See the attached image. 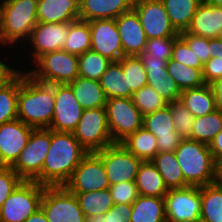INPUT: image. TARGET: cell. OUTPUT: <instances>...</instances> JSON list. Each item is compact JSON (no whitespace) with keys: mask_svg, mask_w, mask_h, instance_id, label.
Returning <instances> with one entry per match:
<instances>
[{"mask_svg":"<svg viewBox=\"0 0 222 222\" xmlns=\"http://www.w3.org/2000/svg\"><path fill=\"white\" fill-rule=\"evenodd\" d=\"M87 154L73 133L51 130V146L42 166V185L63 186Z\"/></svg>","mask_w":222,"mask_h":222,"instance_id":"obj_1","label":"cell"},{"mask_svg":"<svg viewBox=\"0 0 222 222\" xmlns=\"http://www.w3.org/2000/svg\"><path fill=\"white\" fill-rule=\"evenodd\" d=\"M19 73L17 116L33 128H48L55 108L54 85L34 80L24 69Z\"/></svg>","mask_w":222,"mask_h":222,"instance_id":"obj_2","label":"cell"},{"mask_svg":"<svg viewBox=\"0 0 222 222\" xmlns=\"http://www.w3.org/2000/svg\"><path fill=\"white\" fill-rule=\"evenodd\" d=\"M38 0H0V47L21 48L37 24ZM16 44V45H15ZM18 44V46H17ZM17 46V47H16Z\"/></svg>","mask_w":222,"mask_h":222,"instance_id":"obj_3","label":"cell"},{"mask_svg":"<svg viewBox=\"0 0 222 222\" xmlns=\"http://www.w3.org/2000/svg\"><path fill=\"white\" fill-rule=\"evenodd\" d=\"M174 152L190 186H205L218 180V165L207 144L186 138Z\"/></svg>","mask_w":222,"mask_h":222,"instance_id":"obj_4","label":"cell"},{"mask_svg":"<svg viewBox=\"0 0 222 222\" xmlns=\"http://www.w3.org/2000/svg\"><path fill=\"white\" fill-rule=\"evenodd\" d=\"M25 68L34 80L45 84H68L79 77L78 56L64 50L46 53L29 66L30 70Z\"/></svg>","mask_w":222,"mask_h":222,"instance_id":"obj_5","label":"cell"},{"mask_svg":"<svg viewBox=\"0 0 222 222\" xmlns=\"http://www.w3.org/2000/svg\"><path fill=\"white\" fill-rule=\"evenodd\" d=\"M51 146V129L34 128L26 147L11 168L26 181L42 184V166Z\"/></svg>","mask_w":222,"mask_h":222,"instance_id":"obj_6","label":"cell"},{"mask_svg":"<svg viewBox=\"0 0 222 222\" xmlns=\"http://www.w3.org/2000/svg\"><path fill=\"white\" fill-rule=\"evenodd\" d=\"M45 185L23 180L0 208V222H24L41 205Z\"/></svg>","mask_w":222,"mask_h":222,"instance_id":"obj_7","label":"cell"},{"mask_svg":"<svg viewBox=\"0 0 222 222\" xmlns=\"http://www.w3.org/2000/svg\"><path fill=\"white\" fill-rule=\"evenodd\" d=\"M73 135L88 153L114 144L108 127L106 108L84 109Z\"/></svg>","mask_w":222,"mask_h":222,"instance_id":"obj_8","label":"cell"},{"mask_svg":"<svg viewBox=\"0 0 222 222\" xmlns=\"http://www.w3.org/2000/svg\"><path fill=\"white\" fill-rule=\"evenodd\" d=\"M105 108L114 143H121L143 127V115L133 104L132 98L107 99Z\"/></svg>","mask_w":222,"mask_h":222,"instance_id":"obj_9","label":"cell"},{"mask_svg":"<svg viewBox=\"0 0 222 222\" xmlns=\"http://www.w3.org/2000/svg\"><path fill=\"white\" fill-rule=\"evenodd\" d=\"M40 208L48 222H86L75 194L64 186H45Z\"/></svg>","mask_w":222,"mask_h":222,"instance_id":"obj_10","label":"cell"},{"mask_svg":"<svg viewBox=\"0 0 222 222\" xmlns=\"http://www.w3.org/2000/svg\"><path fill=\"white\" fill-rule=\"evenodd\" d=\"M164 207L166 222H200L201 186L168 189Z\"/></svg>","mask_w":222,"mask_h":222,"instance_id":"obj_11","label":"cell"},{"mask_svg":"<svg viewBox=\"0 0 222 222\" xmlns=\"http://www.w3.org/2000/svg\"><path fill=\"white\" fill-rule=\"evenodd\" d=\"M95 153L102 159L110 185L136 180L142 160L130 153L121 143L111 144Z\"/></svg>","mask_w":222,"mask_h":222,"instance_id":"obj_12","label":"cell"},{"mask_svg":"<svg viewBox=\"0 0 222 222\" xmlns=\"http://www.w3.org/2000/svg\"><path fill=\"white\" fill-rule=\"evenodd\" d=\"M63 186L71 193L109 189L110 183L102 159L95 152L88 153Z\"/></svg>","mask_w":222,"mask_h":222,"instance_id":"obj_13","label":"cell"},{"mask_svg":"<svg viewBox=\"0 0 222 222\" xmlns=\"http://www.w3.org/2000/svg\"><path fill=\"white\" fill-rule=\"evenodd\" d=\"M68 35L69 23L37 22L32 30L30 38L24 45L26 48L23 47L21 49H26L25 52L29 49L28 51L30 53L28 51L26 53H28V55L30 54V56H32L30 58L33 59L28 60V62L32 61L33 64L40 56L46 53L62 50Z\"/></svg>","mask_w":222,"mask_h":222,"instance_id":"obj_14","label":"cell"},{"mask_svg":"<svg viewBox=\"0 0 222 222\" xmlns=\"http://www.w3.org/2000/svg\"><path fill=\"white\" fill-rule=\"evenodd\" d=\"M133 10L137 13L147 39L179 36L161 0H134Z\"/></svg>","mask_w":222,"mask_h":222,"instance_id":"obj_15","label":"cell"},{"mask_svg":"<svg viewBox=\"0 0 222 222\" xmlns=\"http://www.w3.org/2000/svg\"><path fill=\"white\" fill-rule=\"evenodd\" d=\"M54 96V114L48 128L54 131L73 133L81 119L83 108L68 84H55Z\"/></svg>","mask_w":222,"mask_h":222,"instance_id":"obj_16","label":"cell"},{"mask_svg":"<svg viewBox=\"0 0 222 222\" xmlns=\"http://www.w3.org/2000/svg\"><path fill=\"white\" fill-rule=\"evenodd\" d=\"M89 27L91 29V50L111 62L119 61L124 56L115 19L92 20L89 21Z\"/></svg>","mask_w":222,"mask_h":222,"instance_id":"obj_17","label":"cell"},{"mask_svg":"<svg viewBox=\"0 0 222 222\" xmlns=\"http://www.w3.org/2000/svg\"><path fill=\"white\" fill-rule=\"evenodd\" d=\"M33 129L20 119L0 125V166L11 167L16 162Z\"/></svg>","mask_w":222,"mask_h":222,"instance_id":"obj_18","label":"cell"},{"mask_svg":"<svg viewBox=\"0 0 222 222\" xmlns=\"http://www.w3.org/2000/svg\"><path fill=\"white\" fill-rule=\"evenodd\" d=\"M143 128L157 138L160 152H174L183 138L176 132L169 104L143 116Z\"/></svg>","mask_w":222,"mask_h":222,"instance_id":"obj_19","label":"cell"},{"mask_svg":"<svg viewBox=\"0 0 222 222\" xmlns=\"http://www.w3.org/2000/svg\"><path fill=\"white\" fill-rule=\"evenodd\" d=\"M115 21L120 34L124 56H138L143 53L148 39L137 13L131 9L119 15Z\"/></svg>","mask_w":222,"mask_h":222,"instance_id":"obj_20","label":"cell"},{"mask_svg":"<svg viewBox=\"0 0 222 222\" xmlns=\"http://www.w3.org/2000/svg\"><path fill=\"white\" fill-rule=\"evenodd\" d=\"M79 0H38L37 21L69 23L79 20Z\"/></svg>","mask_w":222,"mask_h":222,"instance_id":"obj_21","label":"cell"},{"mask_svg":"<svg viewBox=\"0 0 222 222\" xmlns=\"http://www.w3.org/2000/svg\"><path fill=\"white\" fill-rule=\"evenodd\" d=\"M222 27V7L208 4L203 0L192 17L189 28L186 30L196 36L217 38Z\"/></svg>","mask_w":222,"mask_h":222,"instance_id":"obj_22","label":"cell"},{"mask_svg":"<svg viewBox=\"0 0 222 222\" xmlns=\"http://www.w3.org/2000/svg\"><path fill=\"white\" fill-rule=\"evenodd\" d=\"M79 19H116L122 13L133 9L134 0H79Z\"/></svg>","mask_w":222,"mask_h":222,"instance_id":"obj_23","label":"cell"},{"mask_svg":"<svg viewBox=\"0 0 222 222\" xmlns=\"http://www.w3.org/2000/svg\"><path fill=\"white\" fill-rule=\"evenodd\" d=\"M71 87L76 100L84 109L105 108L107 97L97 80H91L78 77L74 81L68 83Z\"/></svg>","mask_w":222,"mask_h":222,"instance_id":"obj_24","label":"cell"},{"mask_svg":"<svg viewBox=\"0 0 222 222\" xmlns=\"http://www.w3.org/2000/svg\"><path fill=\"white\" fill-rule=\"evenodd\" d=\"M135 184L139 195L142 196L164 197L168 192L161 174L152 161H142Z\"/></svg>","mask_w":222,"mask_h":222,"instance_id":"obj_25","label":"cell"},{"mask_svg":"<svg viewBox=\"0 0 222 222\" xmlns=\"http://www.w3.org/2000/svg\"><path fill=\"white\" fill-rule=\"evenodd\" d=\"M180 101L194 117H202L216 110L214 94L209 84L181 91Z\"/></svg>","mask_w":222,"mask_h":222,"instance_id":"obj_26","label":"cell"},{"mask_svg":"<svg viewBox=\"0 0 222 222\" xmlns=\"http://www.w3.org/2000/svg\"><path fill=\"white\" fill-rule=\"evenodd\" d=\"M99 82L107 99L132 98L133 92L128 88L127 76L124 75L119 61L108 65Z\"/></svg>","mask_w":222,"mask_h":222,"instance_id":"obj_27","label":"cell"},{"mask_svg":"<svg viewBox=\"0 0 222 222\" xmlns=\"http://www.w3.org/2000/svg\"><path fill=\"white\" fill-rule=\"evenodd\" d=\"M130 222H166L164 197H139L131 204Z\"/></svg>","mask_w":222,"mask_h":222,"instance_id":"obj_28","label":"cell"},{"mask_svg":"<svg viewBox=\"0 0 222 222\" xmlns=\"http://www.w3.org/2000/svg\"><path fill=\"white\" fill-rule=\"evenodd\" d=\"M151 161L168 189L190 186L184 179L175 152H160Z\"/></svg>","mask_w":222,"mask_h":222,"instance_id":"obj_29","label":"cell"},{"mask_svg":"<svg viewBox=\"0 0 222 222\" xmlns=\"http://www.w3.org/2000/svg\"><path fill=\"white\" fill-rule=\"evenodd\" d=\"M171 25L180 33L189 28L192 17L203 0H161Z\"/></svg>","mask_w":222,"mask_h":222,"instance_id":"obj_30","label":"cell"},{"mask_svg":"<svg viewBox=\"0 0 222 222\" xmlns=\"http://www.w3.org/2000/svg\"><path fill=\"white\" fill-rule=\"evenodd\" d=\"M121 144L142 161H151L157 154V138L145 128L130 134Z\"/></svg>","mask_w":222,"mask_h":222,"instance_id":"obj_31","label":"cell"},{"mask_svg":"<svg viewBox=\"0 0 222 222\" xmlns=\"http://www.w3.org/2000/svg\"><path fill=\"white\" fill-rule=\"evenodd\" d=\"M200 222H222V186L217 181L201 186Z\"/></svg>","mask_w":222,"mask_h":222,"instance_id":"obj_32","label":"cell"},{"mask_svg":"<svg viewBox=\"0 0 222 222\" xmlns=\"http://www.w3.org/2000/svg\"><path fill=\"white\" fill-rule=\"evenodd\" d=\"M166 68L168 74L174 79L181 91L197 88L205 84L202 76L203 68H192L171 58L168 60Z\"/></svg>","mask_w":222,"mask_h":222,"instance_id":"obj_33","label":"cell"},{"mask_svg":"<svg viewBox=\"0 0 222 222\" xmlns=\"http://www.w3.org/2000/svg\"><path fill=\"white\" fill-rule=\"evenodd\" d=\"M222 130V112L215 111L202 117H195L190 139L209 145Z\"/></svg>","mask_w":222,"mask_h":222,"instance_id":"obj_34","label":"cell"},{"mask_svg":"<svg viewBox=\"0 0 222 222\" xmlns=\"http://www.w3.org/2000/svg\"><path fill=\"white\" fill-rule=\"evenodd\" d=\"M91 49V29L89 21L69 22V35L62 50L80 56Z\"/></svg>","mask_w":222,"mask_h":222,"instance_id":"obj_35","label":"cell"},{"mask_svg":"<svg viewBox=\"0 0 222 222\" xmlns=\"http://www.w3.org/2000/svg\"><path fill=\"white\" fill-rule=\"evenodd\" d=\"M75 194L85 217L105 214L113 205L109 189Z\"/></svg>","mask_w":222,"mask_h":222,"instance_id":"obj_36","label":"cell"},{"mask_svg":"<svg viewBox=\"0 0 222 222\" xmlns=\"http://www.w3.org/2000/svg\"><path fill=\"white\" fill-rule=\"evenodd\" d=\"M110 63V60L90 49L78 56L79 76L99 81Z\"/></svg>","mask_w":222,"mask_h":222,"instance_id":"obj_37","label":"cell"},{"mask_svg":"<svg viewBox=\"0 0 222 222\" xmlns=\"http://www.w3.org/2000/svg\"><path fill=\"white\" fill-rule=\"evenodd\" d=\"M19 74L0 90V125L18 119Z\"/></svg>","mask_w":222,"mask_h":222,"instance_id":"obj_38","label":"cell"},{"mask_svg":"<svg viewBox=\"0 0 222 222\" xmlns=\"http://www.w3.org/2000/svg\"><path fill=\"white\" fill-rule=\"evenodd\" d=\"M119 62L127 76L128 88L134 93L147 85V72L138 56H123Z\"/></svg>","mask_w":222,"mask_h":222,"instance_id":"obj_39","label":"cell"},{"mask_svg":"<svg viewBox=\"0 0 222 222\" xmlns=\"http://www.w3.org/2000/svg\"><path fill=\"white\" fill-rule=\"evenodd\" d=\"M133 104L141 112L147 115L168 105L163 98L150 86L145 85L132 95Z\"/></svg>","mask_w":222,"mask_h":222,"instance_id":"obj_40","label":"cell"},{"mask_svg":"<svg viewBox=\"0 0 222 222\" xmlns=\"http://www.w3.org/2000/svg\"><path fill=\"white\" fill-rule=\"evenodd\" d=\"M169 108L172 113V119L174 121V127L176 132L183 138H189L193 128L195 117L180 101H174L169 103Z\"/></svg>","mask_w":222,"mask_h":222,"instance_id":"obj_41","label":"cell"},{"mask_svg":"<svg viewBox=\"0 0 222 222\" xmlns=\"http://www.w3.org/2000/svg\"><path fill=\"white\" fill-rule=\"evenodd\" d=\"M177 37L178 36L148 39L144 53L153 59L169 60L172 57V49Z\"/></svg>","mask_w":222,"mask_h":222,"instance_id":"obj_42","label":"cell"},{"mask_svg":"<svg viewBox=\"0 0 222 222\" xmlns=\"http://www.w3.org/2000/svg\"><path fill=\"white\" fill-rule=\"evenodd\" d=\"M147 85L152 87L167 104L180 100L181 90L169 74L164 80H147Z\"/></svg>","mask_w":222,"mask_h":222,"instance_id":"obj_43","label":"cell"},{"mask_svg":"<svg viewBox=\"0 0 222 222\" xmlns=\"http://www.w3.org/2000/svg\"><path fill=\"white\" fill-rule=\"evenodd\" d=\"M131 204H114L105 214L93 215L86 222H130Z\"/></svg>","mask_w":222,"mask_h":222,"instance_id":"obj_44","label":"cell"},{"mask_svg":"<svg viewBox=\"0 0 222 222\" xmlns=\"http://www.w3.org/2000/svg\"><path fill=\"white\" fill-rule=\"evenodd\" d=\"M171 59L192 68H203V64L199 57L194 54L180 36H178L174 41Z\"/></svg>","mask_w":222,"mask_h":222,"instance_id":"obj_45","label":"cell"},{"mask_svg":"<svg viewBox=\"0 0 222 222\" xmlns=\"http://www.w3.org/2000/svg\"><path fill=\"white\" fill-rule=\"evenodd\" d=\"M109 191L114 204H132L139 197L135 181L112 184Z\"/></svg>","mask_w":222,"mask_h":222,"instance_id":"obj_46","label":"cell"},{"mask_svg":"<svg viewBox=\"0 0 222 222\" xmlns=\"http://www.w3.org/2000/svg\"><path fill=\"white\" fill-rule=\"evenodd\" d=\"M22 181L23 179L11 167L0 166V208Z\"/></svg>","mask_w":222,"mask_h":222,"instance_id":"obj_47","label":"cell"},{"mask_svg":"<svg viewBox=\"0 0 222 222\" xmlns=\"http://www.w3.org/2000/svg\"><path fill=\"white\" fill-rule=\"evenodd\" d=\"M179 36L187 43L194 54L199 57L203 65L209 60V38L196 36L187 31L180 32Z\"/></svg>","mask_w":222,"mask_h":222,"instance_id":"obj_48","label":"cell"},{"mask_svg":"<svg viewBox=\"0 0 222 222\" xmlns=\"http://www.w3.org/2000/svg\"><path fill=\"white\" fill-rule=\"evenodd\" d=\"M138 57L142 61L143 67L147 72V80L166 79L168 75L166 68L168 60L153 59L144 52L139 54Z\"/></svg>","mask_w":222,"mask_h":222,"instance_id":"obj_49","label":"cell"},{"mask_svg":"<svg viewBox=\"0 0 222 222\" xmlns=\"http://www.w3.org/2000/svg\"><path fill=\"white\" fill-rule=\"evenodd\" d=\"M202 76L205 84H211L222 77V60L218 57H211L203 65Z\"/></svg>","mask_w":222,"mask_h":222,"instance_id":"obj_50","label":"cell"},{"mask_svg":"<svg viewBox=\"0 0 222 222\" xmlns=\"http://www.w3.org/2000/svg\"><path fill=\"white\" fill-rule=\"evenodd\" d=\"M2 54L3 56L6 55V57H0V90L7 86L22 71L19 69V66L16 68V66L13 67V64L9 65L10 63L6 61L9 59L7 53ZM5 58L6 60L4 61Z\"/></svg>","mask_w":222,"mask_h":222,"instance_id":"obj_51","label":"cell"},{"mask_svg":"<svg viewBox=\"0 0 222 222\" xmlns=\"http://www.w3.org/2000/svg\"><path fill=\"white\" fill-rule=\"evenodd\" d=\"M208 146L214 161L219 165L222 162V130L214 137Z\"/></svg>","mask_w":222,"mask_h":222,"instance_id":"obj_52","label":"cell"},{"mask_svg":"<svg viewBox=\"0 0 222 222\" xmlns=\"http://www.w3.org/2000/svg\"><path fill=\"white\" fill-rule=\"evenodd\" d=\"M209 85L211 86L214 94L216 109L222 112V77L216 79Z\"/></svg>","mask_w":222,"mask_h":222,"instance_id":"obj_53","label":"cell"},{"mask_svg":"<svg viewBox=\"0 0 222 222\" xmlns=\"http://www.w3.org/2000/svg\"><path fill=\"white\" fill-rule=\"evenodd\" d=\"M210 58L218 57L222 60V41L216 38H209Z\"/></svg>","mask_w":222,"mask_h":222,"instance_id":"obj_54","label":"cell"},{"mask_svg":"<svg viewBox=\"0 0 222 222\" xmlns=\"http://www.w3.org/2000/svg\"><path fill=\"white\" fill-rule=\"evenodd\" d=\"M24 222H48L43 210L39 208L35 213L30 215Z\"/></svg>","mask_w":222,"mask_h":222,"instance_id":"obj_55","label":"cell"},{"mask_svg":"<svg viewBox=\"0 0 222 222\" xmlns=\"http://www.w3.org/2000/svg\"><path fill=\"white\" fill-rule=\"evenodd\" d=\"M218 183H222V162L218 165Z\"/></svg>","mask_w":222,"mask_h":222,"instance_id":"obj_56","label":"cell"},{"mask_svg":"<svg viewBox=\"0 0 222 222\" xmlns=\"http://www.w3.org/2000/svg\"><path fill=\"white\" fill-rule=\"evenodd\" d=\"M208 4L221 6L222 7V0H205Z\"/></svg>","mask_w":222,"mask_h":222,"instance_id":"obj_57","label":"cell"},{"mask_svg":"<svg viewBox=\"0 0 222 222\" xmlns=\"http://www.w3.org/2000/svg\"><path fill=\"white\" fill-rule=\"evenodd\" d=\"M216 39H218V40H221L222 41V27H221V29L219 30V33H218V35H217V38Z\"/></svg>","mask_w":222,"mask_h":222,"instance_id":"obj_58","label":"cell"}]
</instances>
